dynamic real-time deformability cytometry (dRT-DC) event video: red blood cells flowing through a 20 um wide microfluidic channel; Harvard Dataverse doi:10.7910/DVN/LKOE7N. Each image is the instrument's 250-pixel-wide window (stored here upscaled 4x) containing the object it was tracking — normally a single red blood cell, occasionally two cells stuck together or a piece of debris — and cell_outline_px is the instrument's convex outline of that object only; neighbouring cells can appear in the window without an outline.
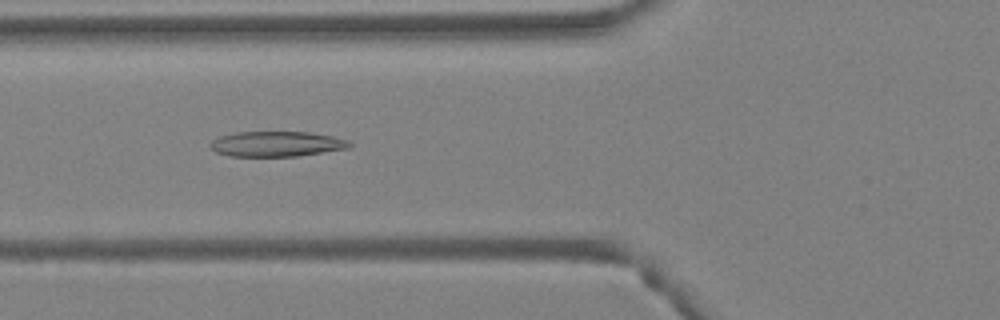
{"species": "Egyptian fruit bat (a non-hibernating species)", "species_latin": "Rousettus aegyptiacus", "temperature_condition": "warm", "stored_images_in_passage": 48, "camera_frame_rate_fps": 3000, "um_per_image_px": 0.085, "animal": {"sex": "female"}, "frame": {"image": 1, "passage_image": 19, "time_ms": 6.0, "image_size_px": [1000, 320], "cell_outline_px": [[352, 148], [296, 156], [228, 156], [216, 152], [208, 144], [212, 140], [220, 136], [236, 132], [308, 132], [332, 136], [348, 140], [352, 144]], "centroid_in_image_um": [23.52, 12.24], "position_along_channel_um": 102.3, "area_um2": 20.52}}
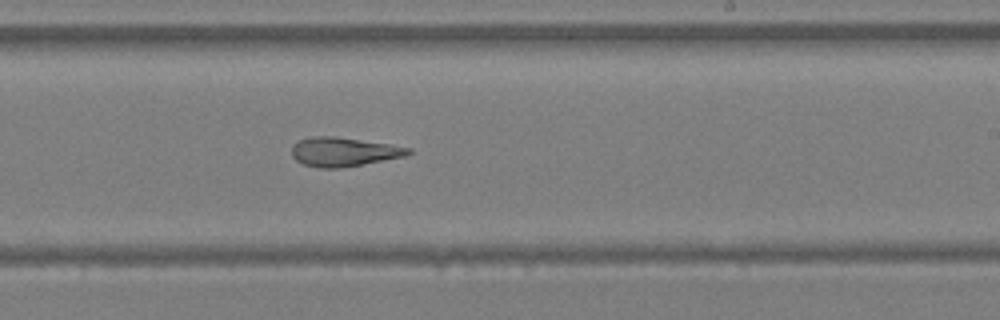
{"frame": {"image": 2, "passage_image": 30, "time_ms": 9.667, "image_size_px": [1000, 320], "cell_outline_px": [[412, 152], [404, 156], [340, 168], [320, 168], [304, 164], [296, 160], [292, 156], [292, 144], [300, 140], [312, 136], [332, 136], [392, 144], [412, 148]], "centroid_in_image_um": [29.2, 12.9], "position_along_channel_um": 259.8, "area_um2": 19.59}}
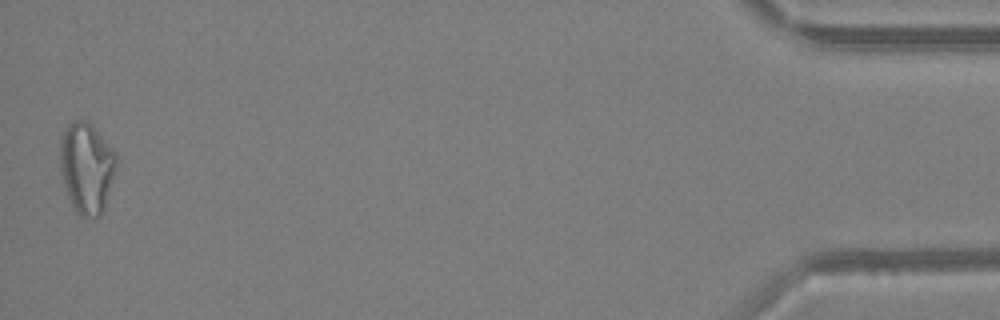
{"frame": {"image": 3, "passage_image": 48, "time_ms": 15.667, "image_size_px": [1000, 320], "cell_outline_px": [[116, 164], [104, 208], [100, 216], [80, 216], [76, 212], [68, 200], [60, 172], [60, 136], [68, 124], [72, 120], [84, 120], [92, 124], [116, 152]], "centroid_in_image_um": [7.33, 14.23], "position_along_channel_um": 427.9, "area_um2": 29.88}, "authors_computed_cell_mechanics": {"area_um2": 23.4957, "velocity_mm_per_s": 4.2892, "shape_relaxation_time_tau1_ms": null, "shape_relaxation_time_tau2_ms": 2.8183, "deformation_change_tau1": null, "deformation_change_tau2": 0.1277}}